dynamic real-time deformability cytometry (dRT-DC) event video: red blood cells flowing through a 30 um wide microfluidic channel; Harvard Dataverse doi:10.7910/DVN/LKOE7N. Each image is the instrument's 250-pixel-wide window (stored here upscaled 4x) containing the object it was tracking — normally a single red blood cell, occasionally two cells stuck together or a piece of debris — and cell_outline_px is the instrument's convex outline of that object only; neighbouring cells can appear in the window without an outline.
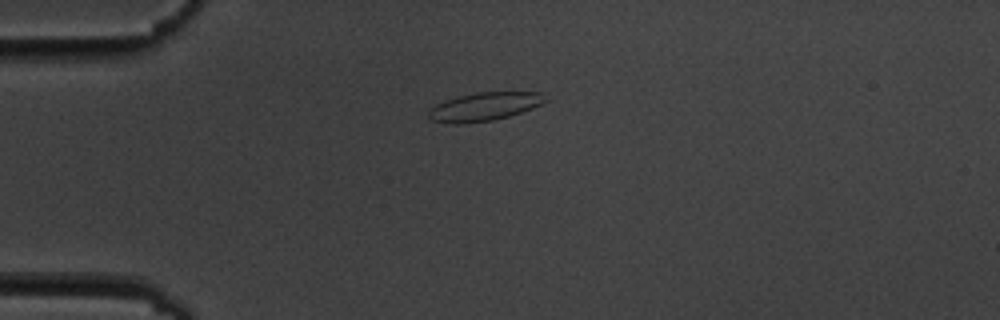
{"species": "common noctule bat (a hibernating species)", "species_latin": "Nyctalus noctula", "temperature_condition": "cold", "stored_images_in_passage": 2, "camera_frame_rate_fps": 3000, "um_per_image_px": 0.085, "animal": {"sex": "male", "body_mass_g": 19.5, "forearm_length_mm": 54.6}, "frame": {"image": 1, "passage_image": 1, "time_ms": 0.0, "image_size_px": [1000, 320], "cell_outline_px": [[552, 100], [532, 108], [508, 116], [492, 120], [460, 124], [448, 124], [432, 120], [428, 116], [428, 108], [444, 100], [476, 92], [544, 92]], "centroid_in_image_um": [41.2, 9.05], "position_along_channel_um": 43.8, "area_um2": 19.59}}